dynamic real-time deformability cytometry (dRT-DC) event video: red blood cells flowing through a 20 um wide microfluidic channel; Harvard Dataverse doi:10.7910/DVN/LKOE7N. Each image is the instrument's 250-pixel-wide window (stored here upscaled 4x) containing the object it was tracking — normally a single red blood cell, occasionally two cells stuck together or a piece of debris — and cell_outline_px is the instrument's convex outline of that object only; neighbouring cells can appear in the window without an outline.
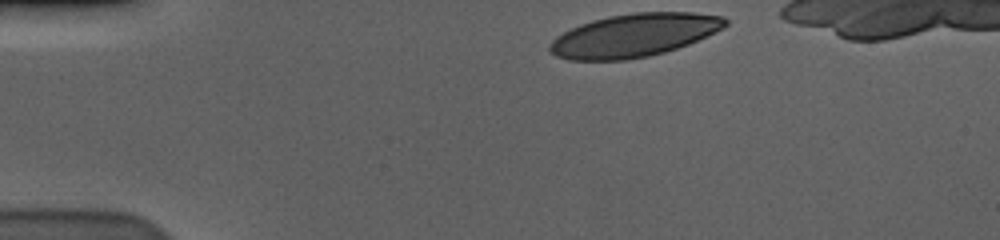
{"species": "human", "species_latin": "Homo sapiens", "temperature_condition": "cold", "stored_images_in_passage": 38, "camera_frame_rate_fps": 3000, "um_per_image_px": 0.085, "donor": {"sex": "male"}, "frame": {"image": 1, "passage_image": 1, "time_ms": 0.0, "image_size_px": [1000, 240], "cell_outline_px": [[728, 24], [724, 28], [688, 44], [664, 52], [648, 56], [624, 60], [568, 60], [556, 56], [548, 48], [548, 44], [556, 36], [580, 24], [592, 20], [608, 16], [636, 12], [692, 12], [724, 16], [728, 20]], "centroid_in_image_um": [53.9, 2.99], "position_along_channel_um": 31.1, "area_um2": 44.1}}
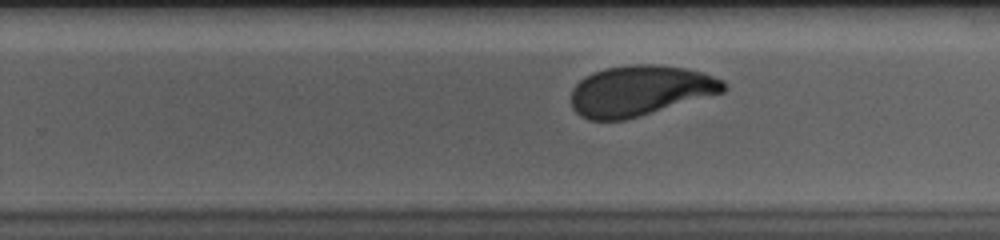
{"frame": {"image": 2, "passage_image": 27, "time_ms": 8.667, "image_size_px": [1000, 240], "cell_outline_px": [[728, 88], [724, 92], [640, 116], [624, 120], [588, 120], [580, 116], [572, 108], [572, 88], [584, 76], [592, 72], [604, 68], [632, 64], [652, 64], [684, 68], [704, 72], [724, 80], [728, 84]], "centroid_in_image_um": [54.41, 7.7], "position_along_channel_um": 275.4, "area_um2": 45.08}}
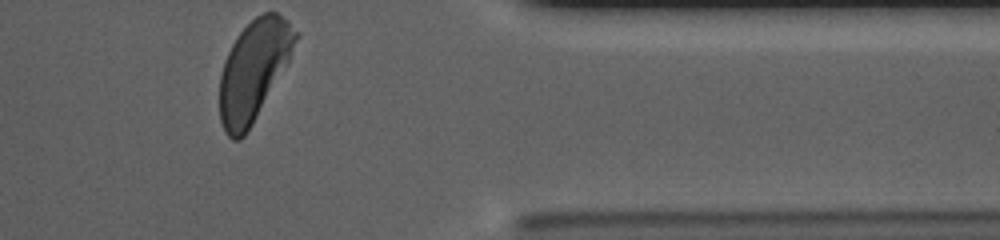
{"frame": {"image": 3, "passage_image": 38, "time_ms": 12.333, "image_size_px": [1000, 240], "cell_outline_px": [[296, 40], [288, 60], [252, 124], [244, 136], [240, 140], [232, 140], [224, 132], [220, 120], [220, 76], [224, 60], [236, 36], [256, 16], [264, 12], [276, 12], [288, 20], [296, 32]], "centroid_in_image_um": [21.52, 5.99], "position_along_channel_um": 389.9, "area_um2": 43.29}, "authors_computed_cell_mechanics": {"area_um2": 45.7198, "velocity_mm_per_s": 3.5672, "shape_relaxation_time_tau1_ms": 3.2153, "shape_relaxation_time_tau2_ms": 1.0205, "deformation_change_tau1": 0.1583, "deformation_change_tau2": 0.0635}}